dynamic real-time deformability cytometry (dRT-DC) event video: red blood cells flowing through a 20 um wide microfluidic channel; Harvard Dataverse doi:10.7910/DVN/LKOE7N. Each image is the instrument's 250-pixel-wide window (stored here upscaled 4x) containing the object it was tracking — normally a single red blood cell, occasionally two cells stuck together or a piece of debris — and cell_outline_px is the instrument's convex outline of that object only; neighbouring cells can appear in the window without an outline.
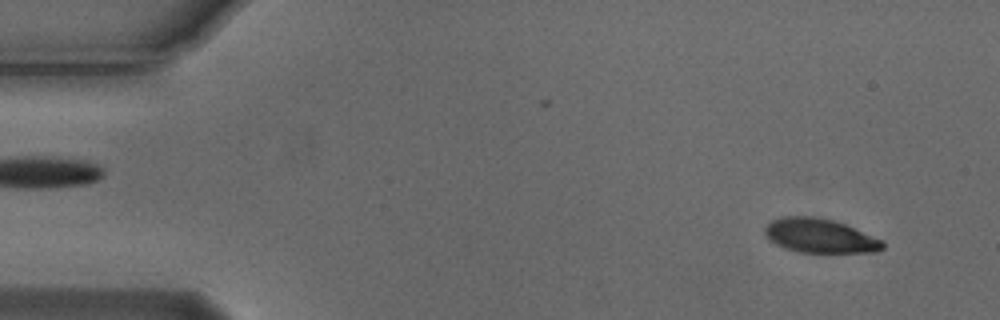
{"species": "Egyptian fruit bat (a non-hibernating species)", "species_latin": "Rousettus aegyptiacus", "temperature_condition": "cold", "stored_images_in_passage": 4, "camera_frame_rate_fps": 3000, "um_per_image_px": 0.085, "animal": {"sex": "male"}, "frame": {"image": 1, "passage_image": 1, "time_ms": 0.0, "image_size_px": [1000, 320], "cell_outline_px": [[884, 248], [876, 252], [800, 252], [784, 248], [768, 240], [764, 236], [764, 228], [772, 220], [788, 216], [812, 216], [832, 220], [844, 224], [884, 240]], "centroid_in_image_um": [69.67, 20.05], "position_along_channel_um": 15.3, "area_um2": 23.41}}